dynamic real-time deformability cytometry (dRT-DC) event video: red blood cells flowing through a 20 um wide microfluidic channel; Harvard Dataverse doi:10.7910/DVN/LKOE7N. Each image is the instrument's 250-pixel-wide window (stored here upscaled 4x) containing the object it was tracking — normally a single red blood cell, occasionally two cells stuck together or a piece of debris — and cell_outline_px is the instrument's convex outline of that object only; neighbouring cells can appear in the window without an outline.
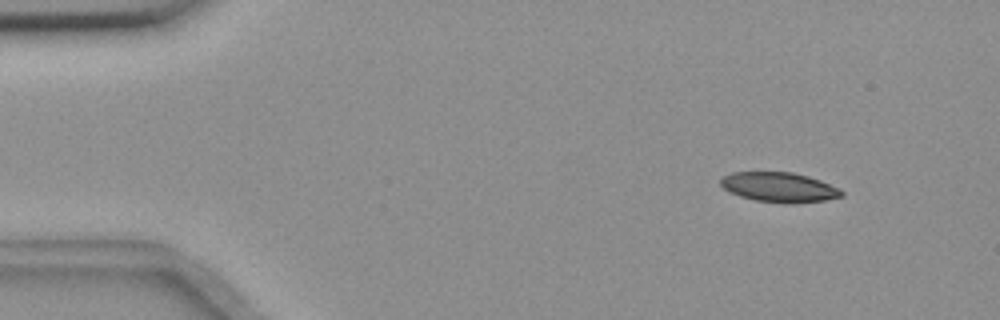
{"species": "common noctule bat (a hibernating species)", "species_latin": "Nyctalus noctula", "temperature_condition": "room temperature", "stored_images_in_passage": 55, "camera_frame_rate_fps": 3000, "um_per_image_px": 0.085, "animal": {"sex": "female", "body_mass_g": 18.4}, "frame": {"image": 1, "passage_image": 5, "time_ms": 1.333, "image_size_px": [1000, 320], "cell_outline_px": [[844, 196], [824, 200], [788, 204], [756, 200], [740, 196], [728, 192], [720, 184], [720, 180], [724, 176], [732, 172], [792, 172], [808, 176], [820, 180], [840, 188], [844, 192]], "centroid_in_image_um": [66.24, 15.91], "position_along_channel_um": 18.8, "area_um2": 21.04}}
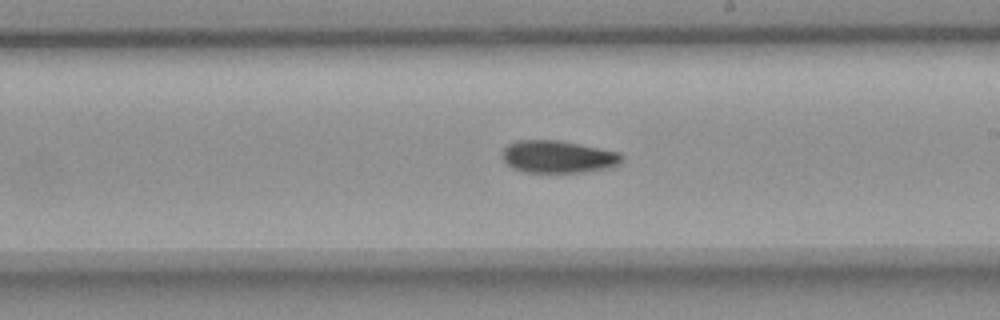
{"frame": {"image": 2, "passage_image": 31, "time_ms": 10.0, "image_size_px": [1000, 320], "cell_outline_px": [[624, 156], [620, 164], [608, 168], [584, 172], [524, 172], [512, 168], [500, 156], [504, 148], [508, 144], [516, 140], [560, 140], [620, 152]], "centroid_in_image_um": [47.43, 13.32], "position_along_channel_um": 241.6, "area_um2": 22.77}}
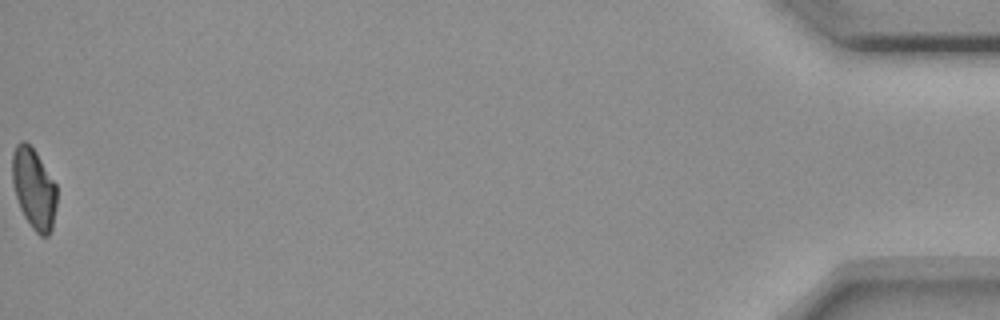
{"frame": {"image": 3, "passage_image": 55, "time_ms": 18.0, "image_size_px": [1000, 320], "cell_outline_px": [[56, 204], [52, 228], [48, 236], [40, 236], [32, 228], [24, 216], [20, 208], [12, 184], [12, 152], [16, 144], [20, 140], [24, 140], [36, 152], [56, 184]], "centroid_in_image_um": [2.86, 16.02], "position_along_channel_um": 432.3, "area_um2": 20.92}}